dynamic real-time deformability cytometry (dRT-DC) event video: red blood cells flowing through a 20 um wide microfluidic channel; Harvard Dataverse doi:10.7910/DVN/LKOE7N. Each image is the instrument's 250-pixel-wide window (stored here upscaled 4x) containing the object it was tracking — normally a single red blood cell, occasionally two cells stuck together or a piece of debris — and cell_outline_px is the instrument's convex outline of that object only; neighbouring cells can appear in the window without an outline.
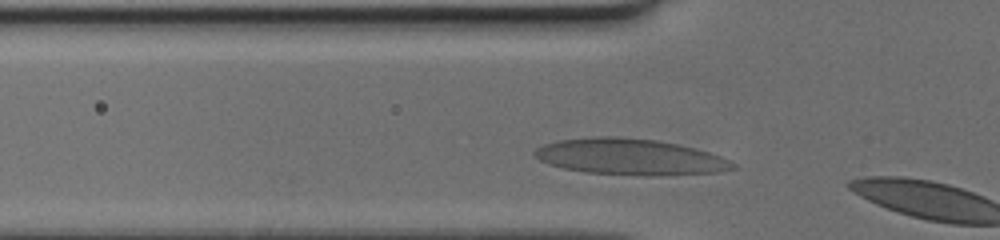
{"species": "human", "species_latin": "Homo sapiens", "temperature_condition": "cold", "stored_images_in_passage": 3, "camera_frame_rate_fps": 3000, "um_per_image_px": 0.085, "donor": {"sex": "female"}, "frame": {"image": 1, "passage_image": 2, "time_ms": 0.333, "image_size_px": [1000, 240], "cell_outline_px": [[736, 168], [720, 172], [648, 176], [584, 172], [564, 168], [548, 164], [540, 160], [532, 152], [536, 148], [544, 144], [560, 140], [596, 136], [616, 136], [656, 140], [696, 148], [720, 156], [736, 164]], "centroid_in_image_um": [53.55, 13.33], "position_along_channel_um": 72.3, "area_um2": 41.67}}